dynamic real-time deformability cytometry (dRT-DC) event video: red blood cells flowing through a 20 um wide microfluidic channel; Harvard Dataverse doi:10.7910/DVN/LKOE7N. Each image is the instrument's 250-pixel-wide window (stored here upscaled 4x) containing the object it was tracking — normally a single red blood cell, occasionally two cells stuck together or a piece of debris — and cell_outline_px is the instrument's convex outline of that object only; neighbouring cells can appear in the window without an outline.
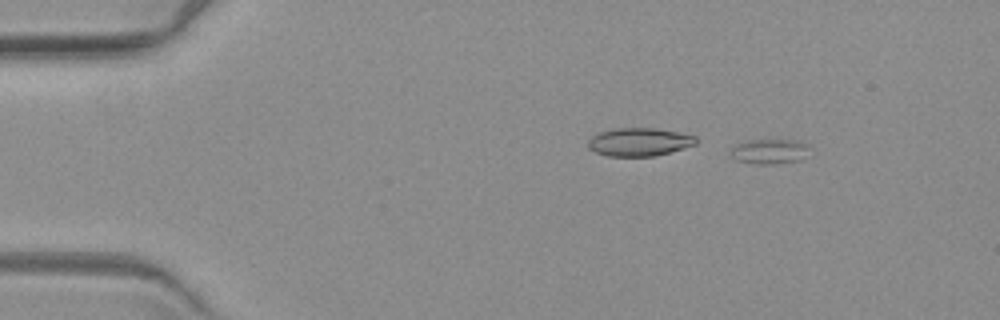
{"species": "common noctule bat (a hibernating species)", "species_latin": "Nyctalus noctula", "temperature_condition": "warm", "stored_images_in_passage": 5, "camera_frame_rate_fps": 3000, "um_per_image_px": 0.085, "animal": {"sex": "female", "body_mass_g": 19.3, "forearm_length_mm": 54.1}, "frame": {"image": 1, "passage_image": 2, "time_ms": 1.333, "image_size_px": [1000, 320], "cell_outline_px": [[808, 148], [800, 160], [776, 164], [756, 164], [736, 160], [728, 152], [732, 144], [744, 140], [800, 140], [808, 144]], "centroid_in_image_um": [65.31, 12.85], "position_along_channel_um": 19.7, "area_um2": 11.68}}